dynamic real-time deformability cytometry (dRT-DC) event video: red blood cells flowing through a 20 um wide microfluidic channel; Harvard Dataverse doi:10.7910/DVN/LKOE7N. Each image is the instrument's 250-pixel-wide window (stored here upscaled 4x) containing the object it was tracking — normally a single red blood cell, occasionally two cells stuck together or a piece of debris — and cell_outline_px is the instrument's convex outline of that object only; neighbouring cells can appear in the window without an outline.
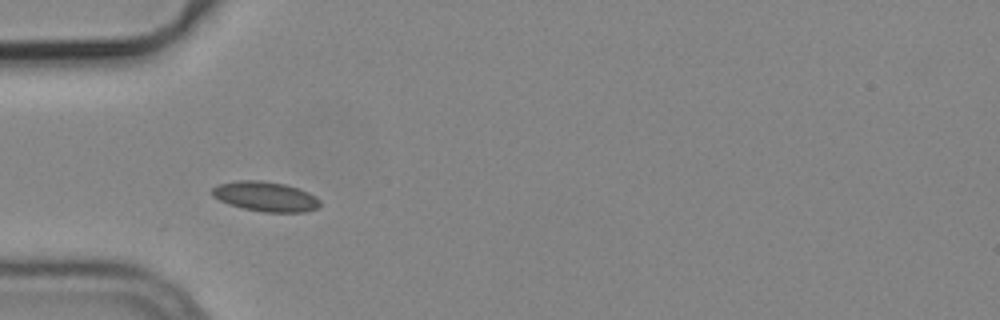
{"species": "common noctule bat (a hibernating species)", "species_latin": "Nyctalus noctula", "temperature_condition": "cold", "stored_images_in_passage": 2, "camera_frame_rate_fps": 3000, "um_per_image_px": 0.085, "animal": {"sex": "male", "body_mass_g": 19.2, "forearm_length_mm": 51.8}, "frame": {"image": 1, "passage_image": 1, "time_ms": 0.0, "image_size_px": [1000, 320], "cell_outline_px": [[320, 204], [316, 208], [304, 212], [264, 212], [244, 208], [228, 204], [212, 196], [212, 188], [216, 184], [236, 180], [260, 180], [284, 184], [300, 188], [316, 196], [320, 200]], "centroid_in_image_um": [22.55, 16.69], "position_along_channel_um": 62.4, "area_um2": 18.84}}
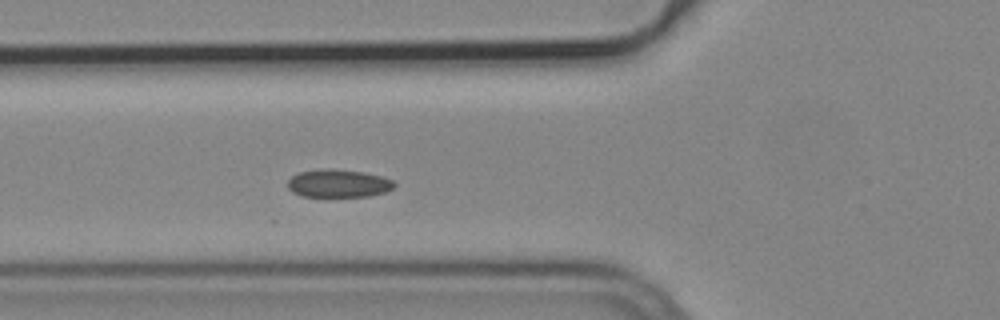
{"frame": {"image": 2, "passage_image": 2, "time_ms": 0.333, "image_size_px": [1000, 320], "cell_outline_px": [[396, 184], [392, 188], [384, 192], [368, 196], [300, 196], [292, 192], [288, 188], [288, 180], [292, 176], [300, 172], [364, 172], [380, 176], [392, 180]], "centroid_in_image_um": [28.77, 15.65], "position_along_channel_um": 97.0, "area_um2": 16.24}}